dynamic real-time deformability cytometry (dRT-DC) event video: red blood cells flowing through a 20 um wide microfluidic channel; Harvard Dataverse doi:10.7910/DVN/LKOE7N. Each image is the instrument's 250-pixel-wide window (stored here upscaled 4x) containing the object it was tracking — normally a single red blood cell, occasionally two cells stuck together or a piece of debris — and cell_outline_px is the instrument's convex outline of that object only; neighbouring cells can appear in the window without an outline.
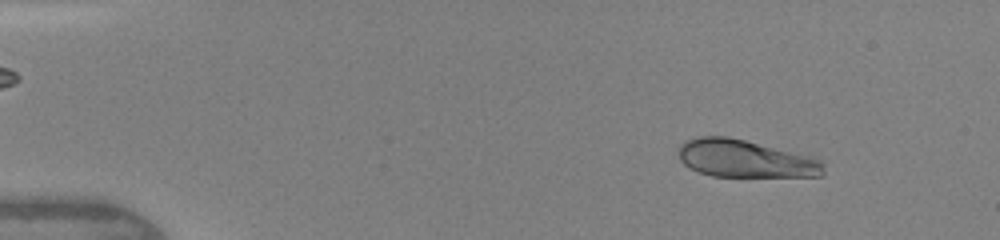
{"species": "human", "species_latin": "Homo sapiens", "temperature_condition": "warm", "stored_images_in_passage": 42, "camera_frame_rate_fps": 3000, "um_per_image_px": 0.085, "donor": {"sex": "female"}, "frame": {"image": 1, "passage_image": 4, "time_ms": 1.0, "image_size_px": [1000, 240], "cell_outline_px": [[824, 172], [820, 176], [712, 176], [688, 168], [680, 160], [676, 152], [680, 144], [688, 140], [700, 136], [724, 136], [744, 140], [812, 156], [820, 160], [824, 164]], "centroid_in_image_um": [63.31, 13.49], "position_along_channel_um": 21.7, "area_um2": 31.67}}
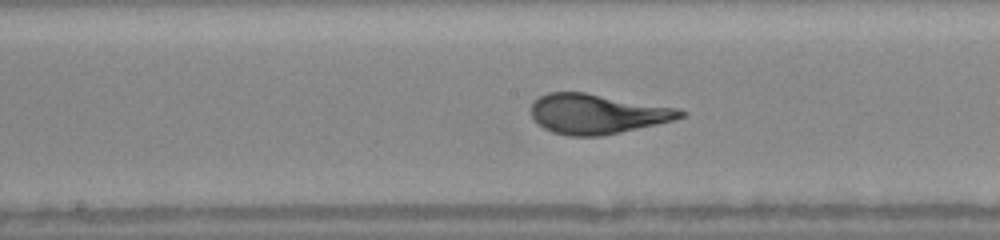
{"frame": {"image": 2, "passage_image": 22, "time_ms": 7.333, "image_size_px": [1000, 240], "cell_outline_px": [[688, 112], [684, 116], [676, 120], [620, 132], [600, 136], [568, 136], [552, 132], [544, 128], [532, 116], [532, 104], [540, 96], [548, 92], [584, 92], [680, 108]], "centroid_in_image_um": [50.81, 9.68], "position_along_channel_um": 197.4, "area_um2": 34.62}}
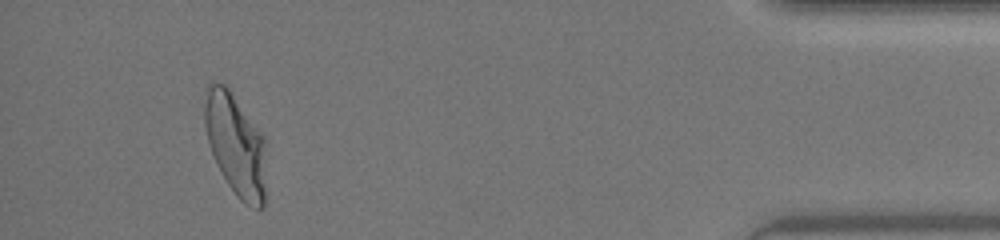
{"frame": {"image": 3, "passage_image": 39, "time_ms": 13.667, "image_size_px": [1000, 240], "cell_outline_px": [[264, 208], [256, 208], [244, 204], [236, 196], [228, 184], [216, 164], [208, 140], [204, 124], [204, 108], [208, 84], [212, 80], [216, 80], [224, 84], [228, 88], [264, 136]], "centroid_in_image_um": [20.0, 12.28], "position_along_channel_um": 415.2, "area_um2": 36.3}, "authors_computed_cell_mechanics": {"area_um2": 34.102, "velocity_mm_per_s": 4.3253, "shape_relaxation_time_tau1_ms": 3.1857, "shape_relaxation_time_tau2_ms": null, "deformation_change_tau1": 0.185, "deformation_change_tau2": null}}